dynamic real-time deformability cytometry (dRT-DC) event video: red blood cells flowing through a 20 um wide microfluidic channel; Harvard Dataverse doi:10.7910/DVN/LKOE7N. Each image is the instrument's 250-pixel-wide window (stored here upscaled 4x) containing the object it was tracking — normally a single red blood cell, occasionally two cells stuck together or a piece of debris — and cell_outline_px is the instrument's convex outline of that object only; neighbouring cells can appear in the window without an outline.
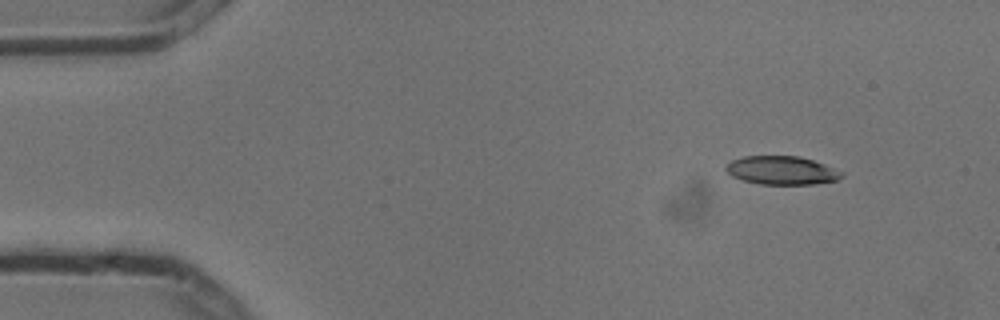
{"species": "common noctule bat (a hibernating species)", "species_latin": "Nyctalus noctula", "temperature_condition": "cold", "stored_images_in_passage": 4, "camera_frame_rate_fps": 3000, "um_per_image_px": 0.085, "animal": {"sex": "male", "body_mass_g": 13.3}, "frame": {"image": 1, "passage_image": 1, "time_ms": 0.0, "image_size_px": [1000, 320], "cell_outline_px": [[844, 176], [836, 180], [812, 184], [760, 184], [740, 180], [732, 176], [724, 168], [732, 160], [744, 156], [796, 156], [812, 160], [824, 164], [844, 172]], "centroid_in_image_um": [66.44, 14.48], "position_along_channel_um": 18.6, "area_um2": 19.13}}
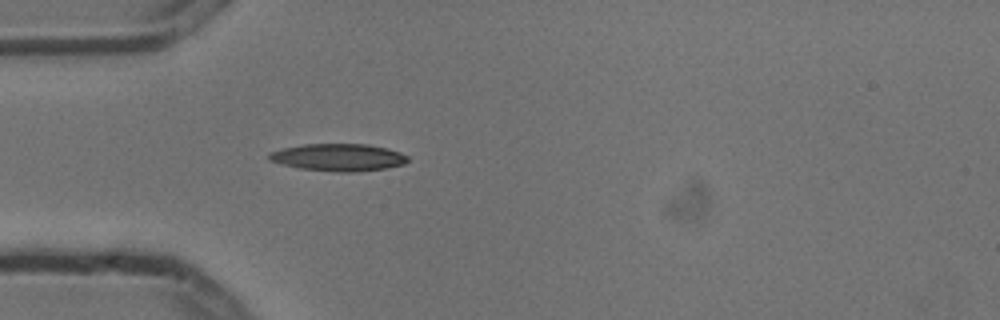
{"frame": {"image": 2, "passage_image": 4, "time_ms": 1.0, "image_size_px": [1000, 320], "cell_outline_px": [[408, 160], [404, 164], [384, 168], [352, 172], [336, 172], [300, 168], [268, 160], [268, 152], [284, 148], [304, 144], [368, 144], [388, 148], [400, 152], [408, 156]], "centroid_in_image_um": [28.77, 13.37], "position_along_channel_um": 56.2, "area_um2": 21.96}}